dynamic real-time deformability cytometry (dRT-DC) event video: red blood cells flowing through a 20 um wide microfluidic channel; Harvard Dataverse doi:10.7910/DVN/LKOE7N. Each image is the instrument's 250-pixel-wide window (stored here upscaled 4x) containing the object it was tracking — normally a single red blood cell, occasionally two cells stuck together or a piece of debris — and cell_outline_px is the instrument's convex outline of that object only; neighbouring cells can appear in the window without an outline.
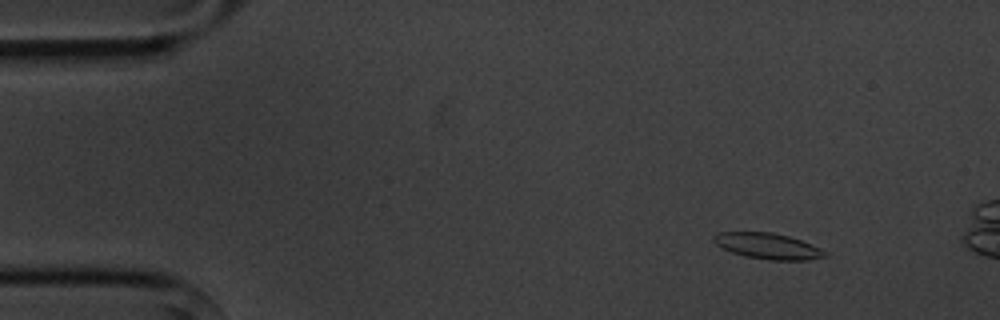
{"species": "common noctule bat (a hibernating species)", "species_latin": "Nyctalus noctula", "temperature_condition": "cold", "stored_images_in_passage": 4, "camera_frame_rate_fps": 3000, "um_per_image_px": 0.085, "animal": {"sex": "male", "body_mass_g": 20.1, "forearm_length_mm": 53.5}, "frame": {"image": 1, "passage_image": 1, "time_ms": 0.0, "image_size_px": [1000, 320], "cell_outline_px": [[828, 256], [808, 260], [768, 260], [744, 256], [732, 252], [716, 244], [712, 240], [712, 236], [716, 232], [772, 232], [788, 236], [800, 240], [820, 248], [828, 252]], "centroid_in_image_um": [65.26, 20.91], "position_along_channel_um": 19.7, "area_um2": 16.82}}